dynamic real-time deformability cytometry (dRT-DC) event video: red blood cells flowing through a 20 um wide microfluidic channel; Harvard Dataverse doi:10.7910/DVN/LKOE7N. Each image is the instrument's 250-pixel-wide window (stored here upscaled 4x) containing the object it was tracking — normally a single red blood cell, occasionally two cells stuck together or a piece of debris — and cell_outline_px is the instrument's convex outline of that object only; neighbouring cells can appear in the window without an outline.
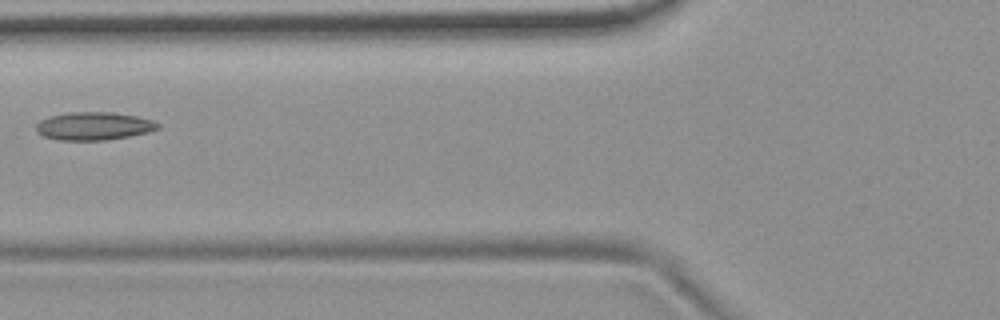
{"species": "common noctule bat (a hibernating species)", "species_latin": "Nyctalus noctula", "temperature_condition": "room temperature", "stored_images_in_passage": 9, "camera_frame_rate_fps": 3000, "um_per_image_px": 0.085, "animal": {"sex": "female", "body_mass_g": 19.9}, "frame": {"image": 1, "passage_image": 6, "time_ms": 7.0, "image_size_px": [1000, 320], "cell_outline_px": [[160, 128], [148, 132], [128, 136], [104, 140], [60, 140], [44, 136], [36, 132], [36, 124], [40, 120], [48, 116], [72, 112], [112, 112], [136, 116], [152, 120], [160, 124]], "centroid_in_image_um": [7.96, 10.71], "position_along_channel_um": 117.8, "area_um2": 19.83}}
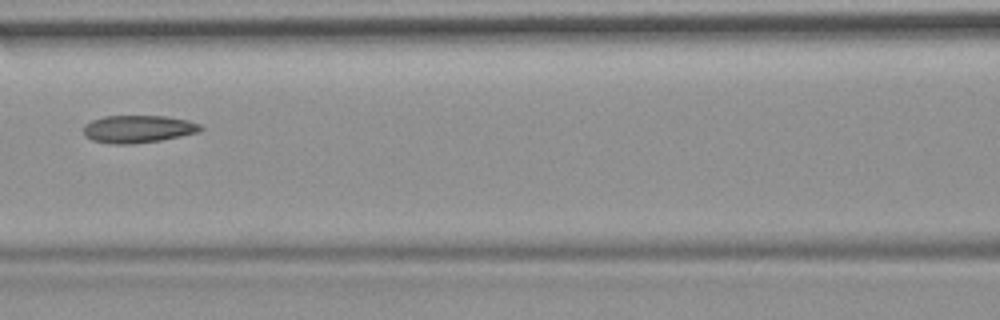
{"frame": {"image": 2, "passage_image": 7, "time_ms": 8.0, "image_size_px": [1000, 320], "cell_outline_px": [[204, 128], [200, 132], [160, 140], [132, 144], [112, 144], [92, 140], [84, 136], [84, 124], [92, 120], [104, 116], [164, 116], [188, 120], [200, 124]], "centroid_in_image_um": [11.73, 10.96], "position_along_channel_um": 154.9, "area_um2": 18.84}}